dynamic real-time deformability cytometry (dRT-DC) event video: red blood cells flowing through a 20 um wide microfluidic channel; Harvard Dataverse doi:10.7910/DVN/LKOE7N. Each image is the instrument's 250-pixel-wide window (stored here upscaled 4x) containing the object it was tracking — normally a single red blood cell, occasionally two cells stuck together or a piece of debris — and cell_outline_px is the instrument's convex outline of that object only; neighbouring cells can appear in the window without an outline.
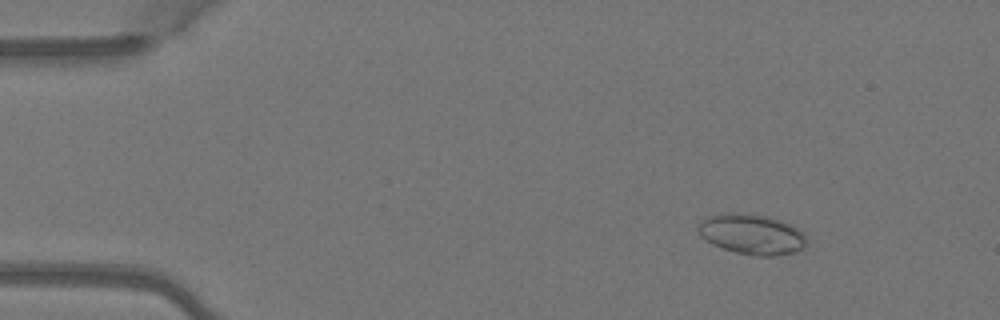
{"species": "Egyptian fruit bat (a non-hibernating species)", "species_latin": "Rousettus aegyptiacus", "temperature_condition": "warm", "stored_images_in_passage": 4, "camera_frame_rate_fps": 3000, "um_per_image_px": 0.085, "animal": {"sex": "female"}, "frame": {"image": 1, "passage_image": 2, "time_ms": 0.333, "image_size_px": [1000, 320], "cell_outline_px": [[804, 248], [792, 252], [772, 256], [756, 256], [736, 252], [712, 244], [700, 236], [696, 228], [708, 216], [728, 212], [744, 212], [768, 216], [780, 220], [804, 232]], "centroid_in_image_um": [63.86, 19.89], "position_along_channel_um": 21.1, "area_um2": 25.32}}